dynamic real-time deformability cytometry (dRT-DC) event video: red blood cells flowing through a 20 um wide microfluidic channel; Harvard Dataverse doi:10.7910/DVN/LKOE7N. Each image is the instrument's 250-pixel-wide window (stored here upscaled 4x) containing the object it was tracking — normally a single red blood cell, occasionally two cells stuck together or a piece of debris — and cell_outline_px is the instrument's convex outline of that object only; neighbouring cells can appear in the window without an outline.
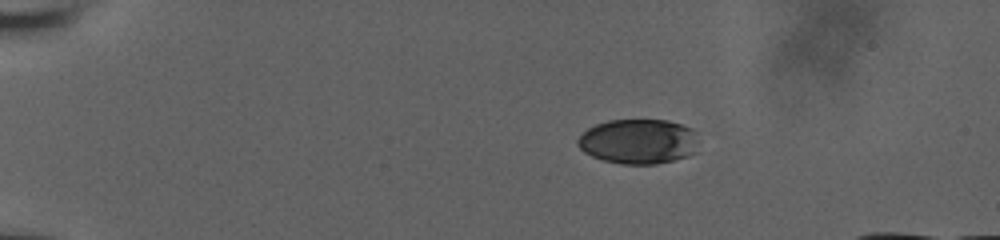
{"species": "human", "species_latin": "Homo sapiens", "temperature_condition": "room temperature", "stored_images_in_passage": 47, "segment_of_instrument_passage": [1, 2], "camera_frame_rate_fps": 3000, "um_per_image_px": 0.085, "donor": {"sex": "male"}, "frame": {"image": 1, "passage_image": 1, "time_ms": 0.0, "image_size_px": [1000, 240], "cell_outline_px": [[696, 152], [688, 156], [656, 164], [620, 164], [604, 160], [592, 156], [584, 152], [576, 144], [576, 140], [588, 128], [596, 124], [608, 120], [668, 120], [692, 128]], "centroid_in_image_um": [54.21, 12.02], "position_along_channel_um": 30.8, "area_um2": 31.39}}
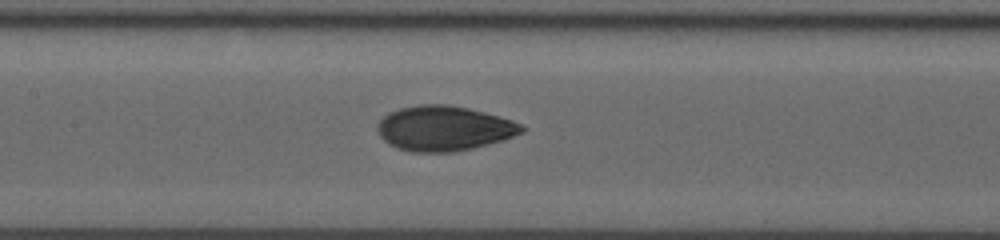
{"frame": {"image": 2, "passage_image": 19, "time_ms": 6.0, "image_size_px": [1000, 240], "cell_outline_px": [[528, 128], [524, 132], [504, 140], [472, 148], [452, 152], [412, 152], [396, 148], [388, 144], [380, 136], [376, 128], [376, 124], [388, 112], [400, 108], [420, 104], [448, 104], [468, 108], [484, 112], [512, 120]], "centroid_in_image_um": [37.73, 10.91], "position_along_channel_um": 169.7, "area_um2": 38.03}}
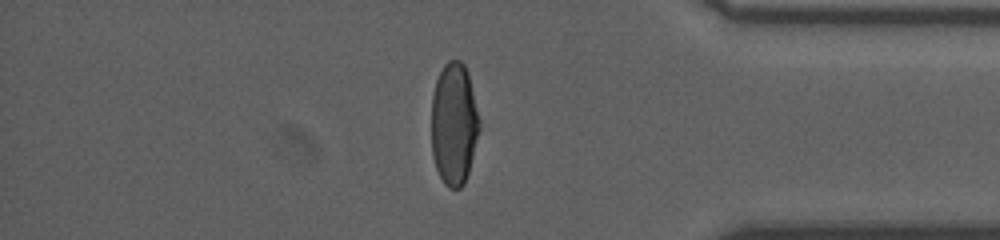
{"frame": {"image": 3, "passage_image": 38, "time_ms": 12.333, "image_size_px": [1000, 240], "cell_outline_px": [[480, 128], [468, 172], [464, 184], [460, 188], [448, 188], [444, 184], [436, 168], [432, 156], [432, 96], [436, 80], [444, 64], [448, 60], [460, 60], [464, 64], [468, 72], [480, 120]], "centroid_in_image_um": [38.59, 10.52], "position_along_channel_um": 396.6, "area_um2": 34.28}}